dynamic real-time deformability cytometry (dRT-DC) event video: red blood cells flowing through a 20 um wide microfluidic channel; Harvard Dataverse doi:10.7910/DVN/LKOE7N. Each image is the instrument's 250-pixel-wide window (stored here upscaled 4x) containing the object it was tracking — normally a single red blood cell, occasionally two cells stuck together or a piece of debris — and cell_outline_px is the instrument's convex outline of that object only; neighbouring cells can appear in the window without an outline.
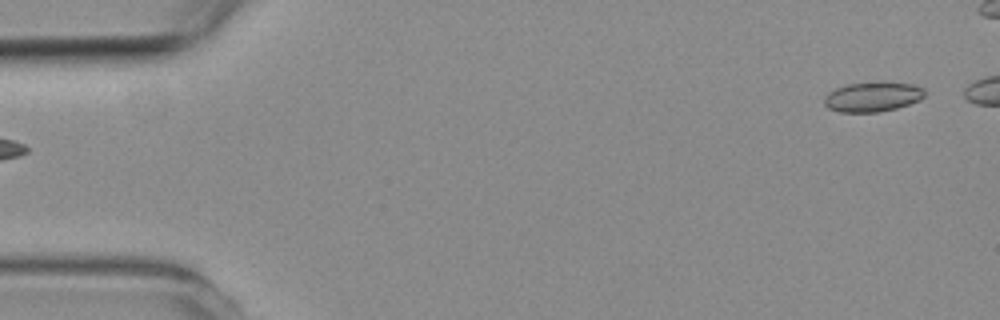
{"species": "common noctule bat (a hibernating species)", "species_latin": "Nyctalus noctula", "temperature_condition": "room temperature", "stored_images_in_passage": 2, "segment_of_instrument_passage": [2, 2], "camera_frame_rate_fps": 3000, "um_per_image_px": 0.085, "animal": {"sex": "female", "body_mass_g": 19.3, "forearm_length_mm": 54.1}, "frame": {"image": 1, "passage_image": 2, "time_ms": 1.0, "image_size_px": [1000, 320], "cell_outline_px": [[924, 96], [920, 100], [896, 108], [880, 112], [840, 112], [828, 108], [824, 104], [824, 96], [828, 92], [836, 88], [848, 84], [912, 84], [924, 88]], "centroid_in_image_um": [74.13, 8.27], "position_along_channel_um": 10.9, "area_um2": 16.88}}